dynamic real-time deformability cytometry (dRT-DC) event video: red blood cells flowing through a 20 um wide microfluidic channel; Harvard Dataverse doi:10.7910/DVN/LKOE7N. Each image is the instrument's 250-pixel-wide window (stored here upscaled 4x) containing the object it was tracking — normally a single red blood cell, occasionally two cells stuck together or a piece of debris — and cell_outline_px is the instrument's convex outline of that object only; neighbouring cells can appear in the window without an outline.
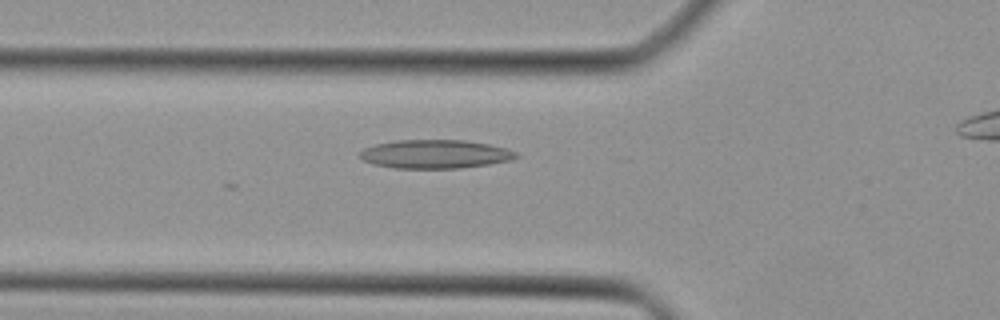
{"species": "Egyptian fruit bat (a non-hibernating species)", "species_latin": "Rousettus aegyptiacus", "temperature_condition": "cold", "stored_images_in_passage": 7, "camera_frame_rate_fps": 3000, "um_per_image_px": 0.085, "animal": {"sex": "female"}, "frame": {"image": 1, "passage_image": 5, "time_ms": 1.333, "image_size_px": [1000, 320], "cell_outline_px": [[520, 156], [512, 160], [488, 164], [456, 168], [392, 168], [372, 164], [364, 160], [360, 156], [360, 152], [364, 148], [376, 144], [396, 140], [464, 140], [488, 144], [508, 148], [516, 152]], "centroid_in_image_um": [37.0, 13.09], "position_along_channel_um": 88.8, "area_um2": 26.07}}
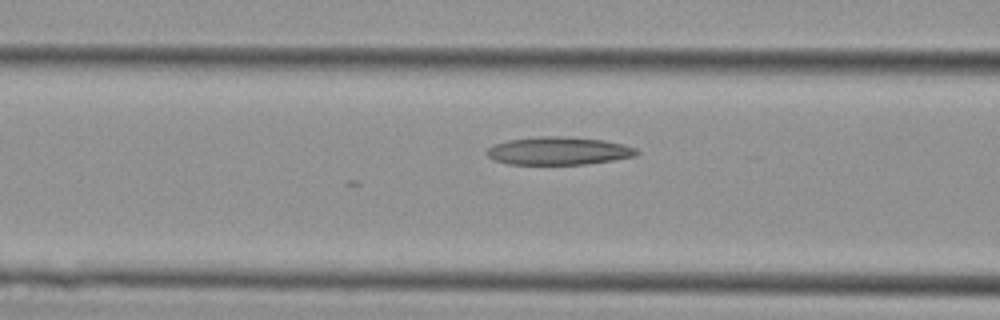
{"frame": {"image": 2, "passage_image": 7, "time_ms": 2.0, "image_size_px": [1000, 320], "cell_outline_px": [[640, 152], [636, 156], [612, 160], [584, 164], [508, 164], [496, 160], [488, 156], [488, 148], [496, 144], [508, 140], [540, 136], [568, 136], [604, 140], [624, 144], [636, 148]], "centroid_in_image_um": [47.53, 12.81], "position_along_channel_um": 119.1, "area_um2": 24.28}}